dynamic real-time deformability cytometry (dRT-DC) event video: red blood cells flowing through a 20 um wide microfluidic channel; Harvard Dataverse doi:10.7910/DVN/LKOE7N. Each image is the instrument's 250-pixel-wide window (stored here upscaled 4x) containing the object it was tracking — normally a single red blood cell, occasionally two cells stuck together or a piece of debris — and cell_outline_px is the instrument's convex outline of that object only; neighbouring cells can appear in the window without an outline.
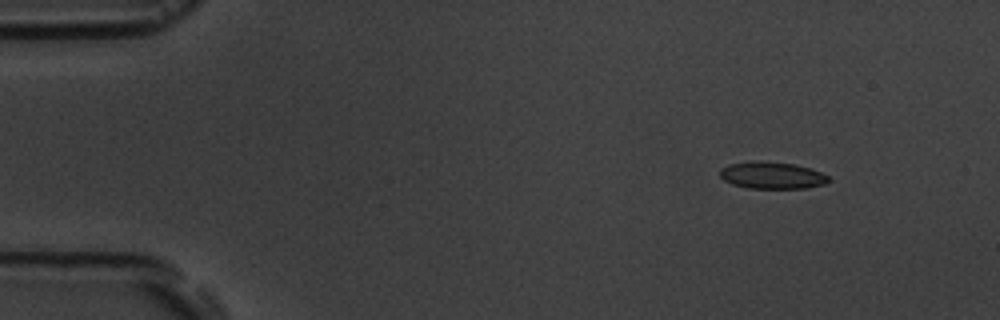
{"species": "common noctule bat (a hibernating species)", "species_latin": "Nyctalus noctula", "temperature_condition": "room temperature", "stored_images_in_passage": 5, "camera_frame_rate_fps": 3000, "um_per_image_px": 0.085, "animal": {"sex": "male", "body_mass_g": 19.5, "forearm_length_mm": 54.6}, "frame": {"image": 1, "passage_image": 2, "time_ms": 1.333, "image_size_px": [1000, 320], "cell_outline_px": [[828, 180], [824, 184], [808, 188], [748, 188], [732, 184], [724, 180], [720, 176], [720, 168], [728, 164], [756, 160], [796, 164], [812, 168], [828, 176]], "centroid_in_image_um": [65.6, 14.89], "position_along_channel_um": 19.4, "area_um2": 17.17}}
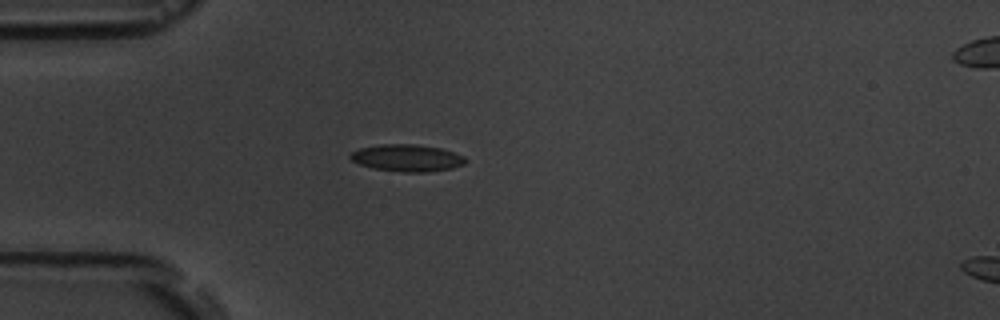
{"frame": {"image": 2, "passage_image": 4, "time_ms": 4.333, "image_size_px": [1000, 320], "cell_outline_px": [[468, 160], [464, 164], [452, 168], [428, 172], [400, 172], [372, 168], [360, 164], [352, 160], [348, 156], [352, 152], [360, 148], [380, 144], [416, 144], [440, 148], [464, 156]], "centroid_in_image_um": [34.6, 13.43], "position_along_channel_um": 50.4, "area_um2": 18.15}}